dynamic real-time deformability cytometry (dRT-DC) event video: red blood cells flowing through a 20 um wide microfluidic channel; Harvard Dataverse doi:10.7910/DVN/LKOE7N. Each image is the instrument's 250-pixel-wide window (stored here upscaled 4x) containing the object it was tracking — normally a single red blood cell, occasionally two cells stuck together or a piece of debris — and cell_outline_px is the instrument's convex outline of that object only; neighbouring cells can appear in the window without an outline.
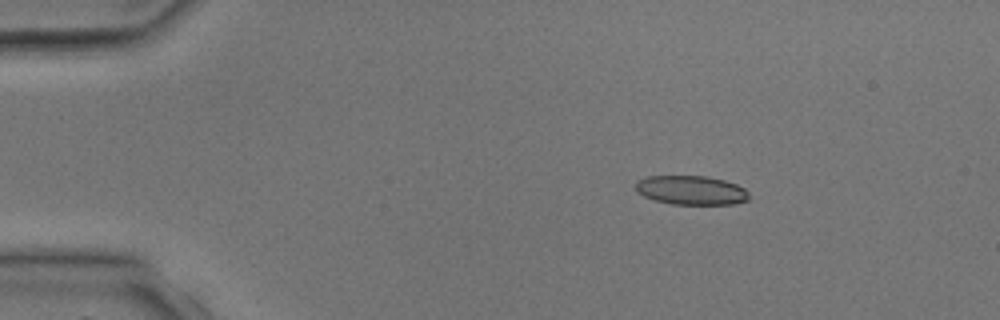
{"species": "common noctule bat (a hibernating species)", "species_latin": "Nyctalus noctula", "temperature_condition": "room temperature", "stored_images_in_passage": 4, "camera_frame_rate_fps": 3000, "um_per_image_px": 0.085, "animal": {"sex": "male", "body_mass_g": 17.9, "forearm_length_mm": 54.2}, "frame": {"image": 1, "passage_image": 2, "time_ms": 1.333, "image_size_px": [1000, 320], "cell_outline_px": [[748, 200], [732, 204], [672, 204], [656, 200], [644, 196], [636, 192], [636, 180], [644, 176], [708, 176], [724, 180], [736, 184], [744, 188], [748, 192]], "centroid_in_image_um": [58.72, 16.16], "position_along_channel_um": 26.3, "area_um2": 19.25}}